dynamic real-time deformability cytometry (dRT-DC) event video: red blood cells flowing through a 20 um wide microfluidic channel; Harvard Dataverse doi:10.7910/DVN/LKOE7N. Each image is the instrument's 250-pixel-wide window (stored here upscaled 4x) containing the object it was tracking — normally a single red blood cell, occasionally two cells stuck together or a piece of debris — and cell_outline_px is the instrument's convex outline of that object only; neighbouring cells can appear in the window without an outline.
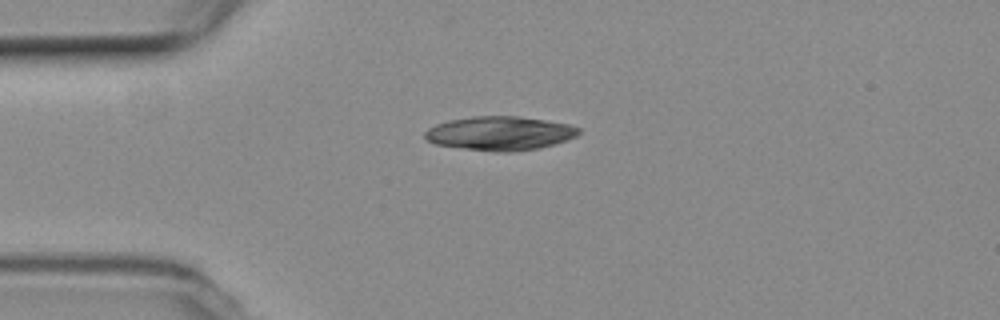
{"species": "common noctule bat (a hibernating species)", "species_latin": "Nyctalus noctula", "temperature_condition": "room temperature", "stored_images_in_passage": 42, "camera_frame_rate_fps": 3000, "um_per_image_px": 0.085, "animal": {"sex": "female", "body_mass_g": 19.3, "forearm_length_mm": 54.1}, "frame": {"image": 1, "passage_image": 1, "time_ms": 0.0, "image_size_px": [1000, 320], "cell_outline_px": [[580, 132], [576, 136], [540, 148], [512, 152], [496, 152], [464, 148], [436, 144], [428, 140], [424, 136], [424, 132], [428, 128], [436, 124], [448, 120], [472, 116], [516, 116], [572, 124], [580, 128]], "centroid_in_image_um": [42.49, 11.32], "position_along_channel_um": 42.5, "area_um2": 30.35}}